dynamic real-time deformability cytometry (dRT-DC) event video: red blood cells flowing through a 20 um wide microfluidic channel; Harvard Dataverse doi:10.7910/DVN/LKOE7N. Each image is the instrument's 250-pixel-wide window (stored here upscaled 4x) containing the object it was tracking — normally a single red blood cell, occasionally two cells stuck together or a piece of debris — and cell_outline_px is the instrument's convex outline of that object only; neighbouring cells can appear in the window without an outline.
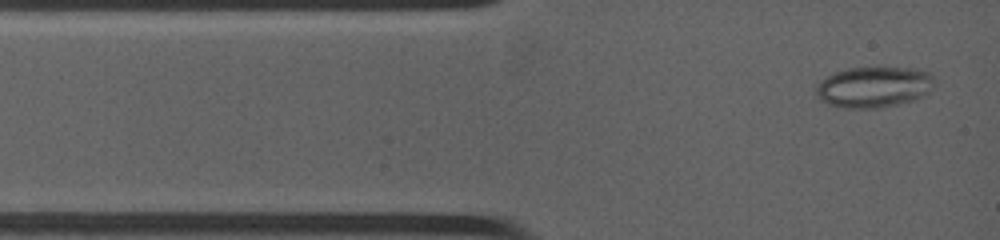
{"species": "common noctule bat (a hibernating species)", "species_latin": "Nyctalus noctula", "temperature_condition": "warm", "stored_images_in_passage": 18, "camera_frame_rate_fps": 4500, "um_per_image_px": 0.085, "animal": {"sex": "female", "body_mass_g": 19.0, "forearm_length_mm": 53.3}, "frame": {"image": 1, "passage_image": 1, "time_ms": 0.0, "image_size_px": [1000, 240], "cell_outline_px": [[932, 76], [928, 92], [912, 100], [896, 104], [868, 108], [848, 108], [832, 104], [824, 100], [816, 92], [816, 88], [828, 76], [836, 72], [852, 68], [904, 68], [928, 72]], "centroid_in_image_um": [74.27, 7.39], "position_along_channel_um": 10.7, "area_um2": 26.76}}
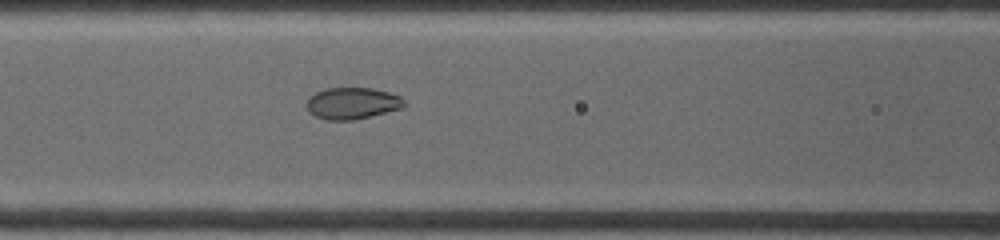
{"frame": {"image": 2, "passage_image": 10, "time_ms": 4.0, "image_size_px": [1000, 240], "cell_outline_px": [[404, 108], [352, 120], [328, 120], [316, 116], [308, 108], [308, 96], [316, 92], [328, 88], [372, 88], [388, 92], [400, 96], [404, 100]], "centroid_in_image_um": [29.97, 8.77], "position_along_channel_um": 136.6, "area_um2": 17.74}}
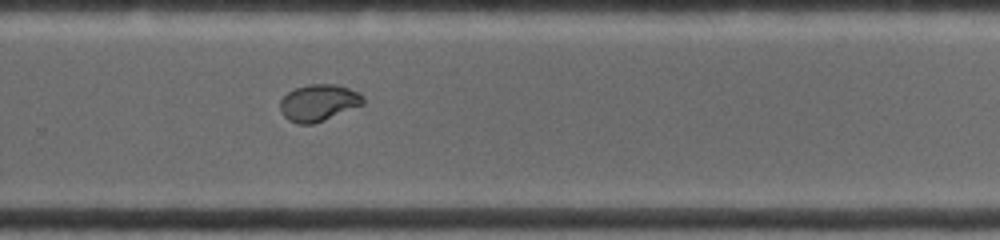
{"frame": {"image": 3, "passage_image": 17, "time_ms": 8.222, "image_size_px": [1000, 240], "cell_outline_px": [[364, 104], [324, 120], [312, 124], [296, 124], [288, 120], [280, 112], [280, 100], [288, 92], [296, 88], [308, 84], [336, 84], [348, 88], [364, 96]], "centroid_in_image_um": [27.06, 8.74], "position_along_channel_um": 302.7, "area_um2": 17.74}}